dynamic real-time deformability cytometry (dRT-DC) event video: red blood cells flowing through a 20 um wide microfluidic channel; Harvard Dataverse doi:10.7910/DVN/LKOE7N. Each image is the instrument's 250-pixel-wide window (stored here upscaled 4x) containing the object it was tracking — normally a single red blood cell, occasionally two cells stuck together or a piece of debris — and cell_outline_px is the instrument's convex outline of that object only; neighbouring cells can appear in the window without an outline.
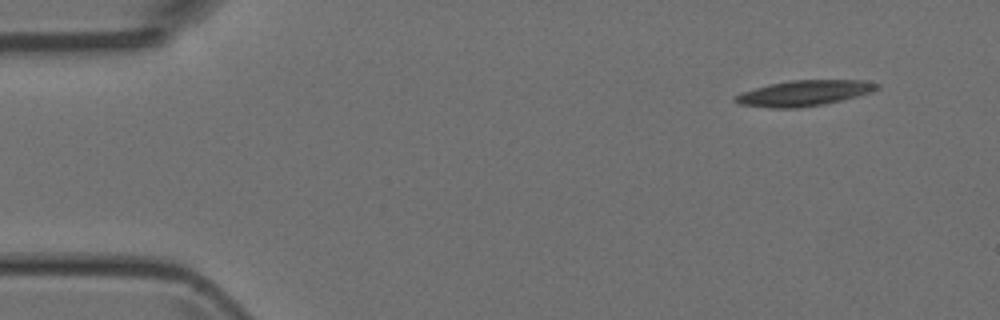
{"species": "Egyptian fruit bat (a non-hibernating species)", "species_latin": "Rousettus aegyptiacus", "temperature_condition": "room temperature", "stored_images_in_passage": 4, "camera_frame_rate_fps": 3000, "um_per_image_px": 0.085, "animal": {"sex": "female"}, "frame": {"image": 1, "passage_image": 1, "time_ms": 0.0, "image_size_px": [1000, 320], "cell_outline_px": [[880, 88], [872, 92], [824, 104], [800, 108], [772, 108], [740, 104], [732, 100], [732, 96], [768, 84], [792, 80], [864, 80], [880, 84]], "centroid_in_image_um": [68.35, 7.91], "position_along_channel_um": 16.6, "area_um2": 21.1}}
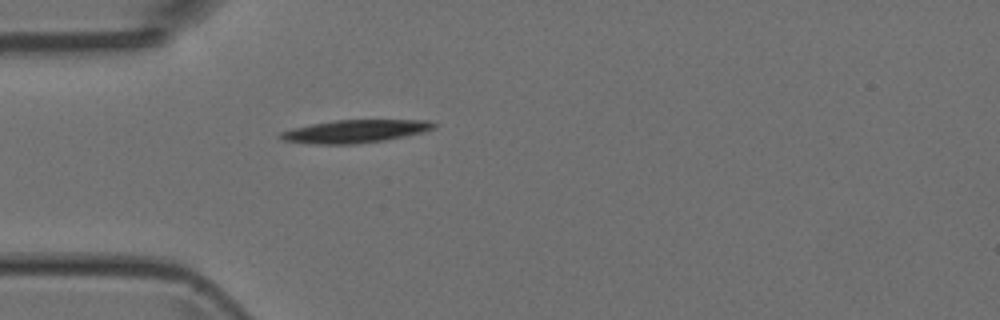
{"frame": {"image": 2, "passage_image": 4, "time_ms": 3.333, "image_size_px": [1000, 320], "cell_outline_px": [[440, 124], [436, 128], [424, 132], [384, 140], [356, 144], [312, 144], [284, 140], [276, 136], [280, 132], [292, 128], [312, 124], [336, 120], [428, 120]], "centroid_in_image_um": [30.21, 11.16], "position_along_channel_um": 54.8, "area_um2": 20.58}}